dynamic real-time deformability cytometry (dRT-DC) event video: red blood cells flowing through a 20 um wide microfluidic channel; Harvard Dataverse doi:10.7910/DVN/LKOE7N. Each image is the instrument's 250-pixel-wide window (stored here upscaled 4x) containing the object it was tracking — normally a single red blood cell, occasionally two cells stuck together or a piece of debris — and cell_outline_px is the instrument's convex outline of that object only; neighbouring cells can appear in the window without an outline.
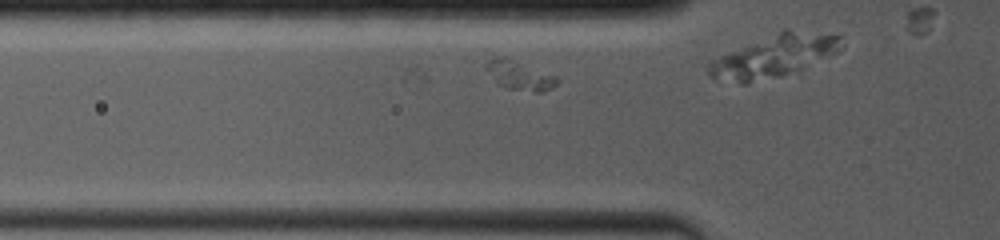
{"species": "common noctule bat (a hibernating species)", "species_latin": "Nyctalus noctula", "temperature_condition": "room temperature", "stored_images_in_passage": 7, "camera_frame_rate_fps": 4000, "um_per_image_px": 0.085, "animal": {"sex": "female", "body_mass_g": 19.0, "forearm_length_mm": 53.3}, "frame": {"image": 1, "passage_image": 3, "time_ms": 0.75, "image_size_px": [1000, 240], "cell_outline_px": [[560, 80], [552, 88], [544, 92], [536, 92], [508, 88], [500, 84], [484, 68], [484, 64], [488, 60], [496, 56], [500, 56], [556, 76]], "centroid_in_image_um": [44.17, 6.42], "position_along_channel_um": 81.6, "area_um2": 11.62}}